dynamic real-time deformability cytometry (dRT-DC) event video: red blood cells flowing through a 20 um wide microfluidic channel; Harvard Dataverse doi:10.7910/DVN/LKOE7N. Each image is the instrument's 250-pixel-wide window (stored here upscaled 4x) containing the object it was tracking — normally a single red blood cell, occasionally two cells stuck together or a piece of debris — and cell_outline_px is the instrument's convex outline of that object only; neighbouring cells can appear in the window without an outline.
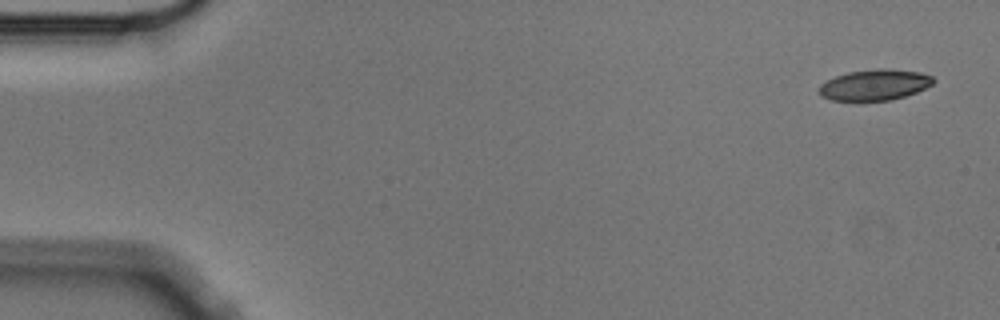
{"species": "Egyptian fruit bat (a non-hibernating species)", "species_latin": "Rousettus aegyptiacus", "temperature_condition": "cold", "stored_images_in_passage": 6, "camera_frame_rate_fps": 3000, "um_per_image_px": 0.085, "animal": {"sex": "male"}, "frame": {"image": 1, "passage_image": 1, "time_ms": 0.0, "image_size_px": [1000, 320], "cell_outline_px": [[936, 80], [932, 84], [916, 92], [892, 100], [832, 100], [820, 96], [820, 84], [836, 76], [848, 72], [876, 68], [888, 68], [920, 72], [932, 76]], "centroid_in_image_um": [74.37, 7.2], "position_along_channel_um": 10.6, "area_um2": 20.46}}